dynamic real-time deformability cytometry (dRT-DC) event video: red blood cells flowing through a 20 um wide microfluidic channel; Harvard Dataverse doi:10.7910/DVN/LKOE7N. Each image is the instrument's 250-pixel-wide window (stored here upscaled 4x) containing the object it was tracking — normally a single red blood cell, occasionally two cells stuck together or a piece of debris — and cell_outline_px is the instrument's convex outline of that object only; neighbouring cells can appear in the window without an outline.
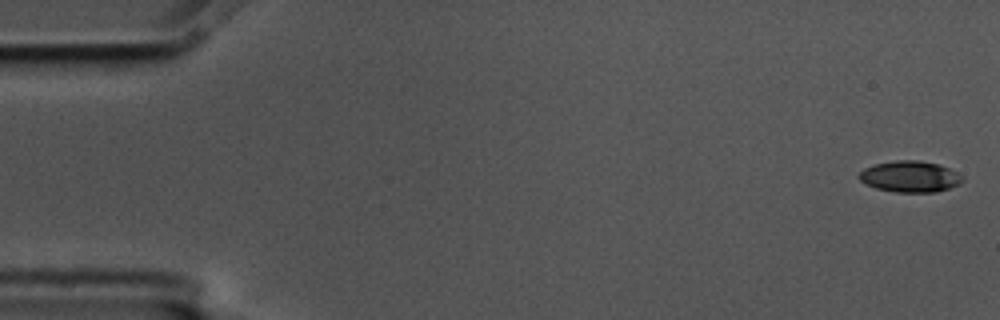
{"species": "common noctule bat (a hibernating species)", "species_latin": "Nyctalus noctula", "temperature_condition": "cold", "stored_images_in_passage": 56, "camera_frame_rate_fps": 3000, "um_per_image_px": 0.085, "animal": {"sex": "male", "body_mass_g": 17.5, "forearm_length_mm": 52.3}, "frame": {"image": 1, "passage_image": 1, "time_ms": 0.0, "image_size_px": [1000, 320], "cell_outline_px": [[964, 180], [960, 184], [936, 192], [896, 192], [876, 188], [860, 180], [856, 176], [864, 168], [872, 164], [896, 160], [920, 160], [940, 164], [964, 176]], "centroid_in_image_um": [77.36, 14.99], "position_along_channel_um": 7.6, "area_um2": 18.96}}
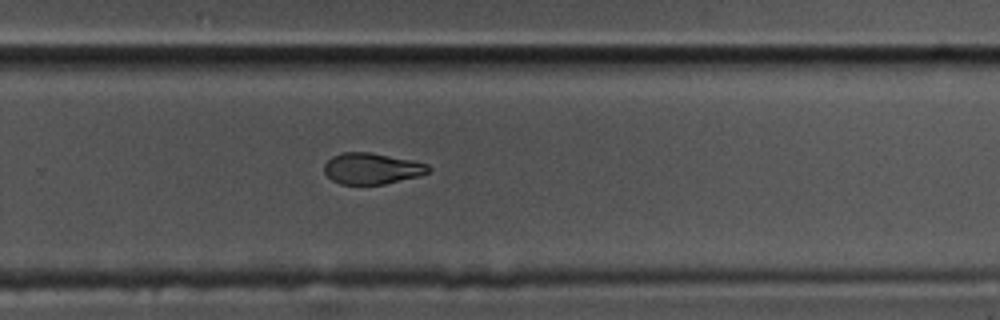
{"frame": {"image": 2, "passage_image": 37, "time_ms": 12.0, "image_size_px": [1000, 320], "cell_outline_px": [[432, 168], [428, 172], [420, 176], [384, 184], [340, 184], [332, 180], [324, 172], [324, 164], [332, 156], [344, 152], [368, 152], [412, 160], [428, 164]], "centroid_in_image_um": [31.61, 14.33], "position_along_channel_um": 298.2, "area_um2": 18.9}}
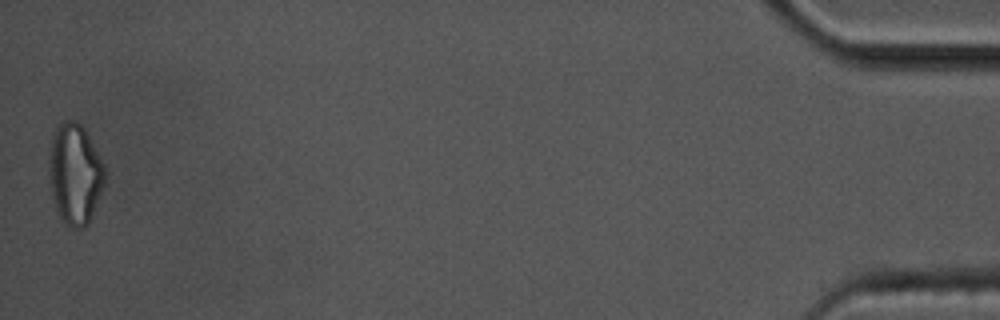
{"frame": {"image": 3, "passage_image": 56, "time_ms": 18.333, "image_size_px": [1000, 320], "cell_outline_px": [[104, 184], [88, 224], [84, 228], [72, 228], [64, 224], [60, 220], [52, 196], [48, 168], [52, 136], [56, 128], [64, 120], [76, 120], [84, 128], [100, 156], [104, 164]], "centroid_in_image_um": [6.36, 14.8], "position_along_channel_um": 428.8, "area_um2": 32.66}, "authors_computed_cell_mechanics": {"area_um2": 20.0277, "velocity_mm_per_s": 3.5608, "shape_relaxation_time_tau1_ms": 3.6352, "shape_relaxation_time_tau2_ms": 5.661, "deformation_change_tau1": 0.1626, "deformation_change_tau2": 0.1201}}